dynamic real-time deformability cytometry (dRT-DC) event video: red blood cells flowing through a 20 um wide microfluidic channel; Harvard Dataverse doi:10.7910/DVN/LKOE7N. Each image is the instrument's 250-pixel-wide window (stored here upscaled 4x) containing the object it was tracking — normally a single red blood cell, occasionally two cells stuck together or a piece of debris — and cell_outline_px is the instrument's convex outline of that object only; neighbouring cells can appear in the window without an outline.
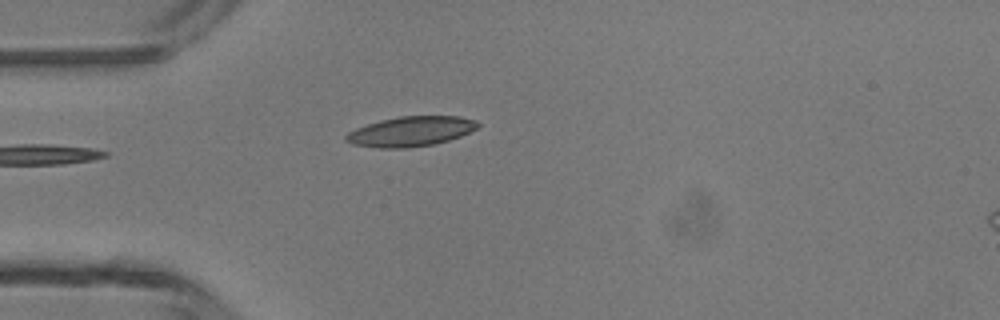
{"species": "common noctule bat (a hibernating species)", "species_latin": "Nyctalus noctula", "temperature_condition": "room temperature", "stored_images_in_passage": 4, "camera_frame_rate_fps": 3000, "um_per_image_px": 0.085, "animal": {"sex": "male", "body_mass_g": 13.3}, "frame": {"image": 1, "passage_image": 4, "time_ms": 3.333, "image_size_px": [1000, 320], "cell_outline_px": [[480, 124], [476, 128], [460, 136], [448, 140], [432, 144], [408, 148], [380, 148], [352, 144], [344, 140], [344, 136], [348, 132], [356, 128], [380, 120], [400, 116], [460, 116], [476, 120]], "centroid_in_image_um": [34.89, 11.17], "position_along_channel_um": 50.1, "area_um2": 22.89}}